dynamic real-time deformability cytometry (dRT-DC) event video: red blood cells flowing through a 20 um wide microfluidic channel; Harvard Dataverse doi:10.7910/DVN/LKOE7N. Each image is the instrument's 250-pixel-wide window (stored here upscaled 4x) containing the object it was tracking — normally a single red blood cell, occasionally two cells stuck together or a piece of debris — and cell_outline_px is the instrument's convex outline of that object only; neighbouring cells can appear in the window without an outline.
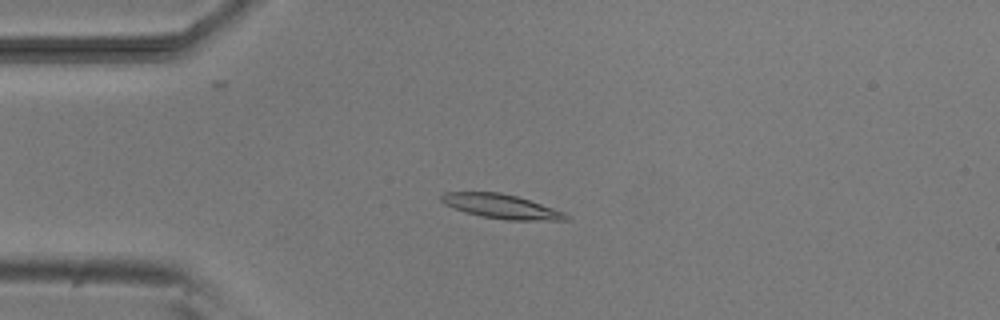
{"species": "common noctule bat (a hibernating species)", "species_latin": "Nyctalus noctula", "temperature_condition": "room temperature", "stored_images_in_passage": 6, "camera_frame_rate_fps": 3000, "um_per_image_px": 0.085, "animal": {"sex": "male", "body_mass_g": 20.5, "forearm_length_mm": 52.5}, "frame": {"image": 1, "passage_image": 3, "time_ms": 2.333, "image_size_px": [1000, 320], "cell_outline_px": [[572, 220], [508, 220], [480, 216], [464, 212], [444, 204], [440, 200], [440, 196], [444, 192], [500, 192], [516, 196], [564, 212]], "centroid_in_image_um": [42.57, 17.54], "position_along_channel_um": 42.4, "area_um2": 17.51}}
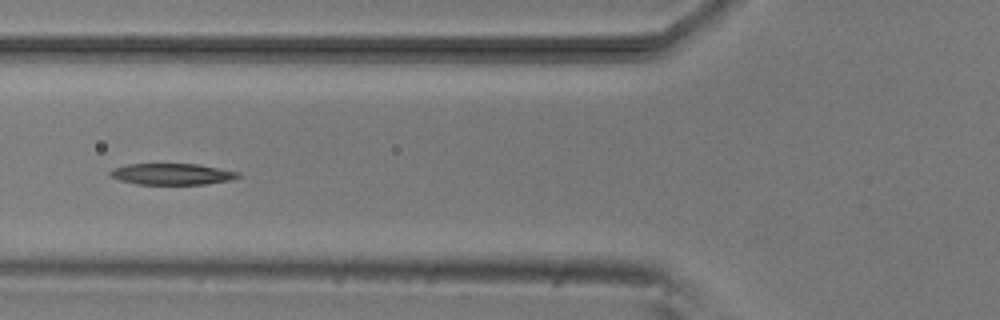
{"frame": {"image": 2, "passage_image": 5, "time_ms": 4.667, "image_size_px": [1000, 320], "cell_outline_px": [[240, 176], [228, 180], [204, 184], [136, 184], [120, 180], [108, 176], [108, 172], [112, 168], [128, 164], [200, 164], [240, 172]], "centroid_in_image_um": [14.57, 14.79], "position_along_channel_um": 111.2, "area_um2": 15.9}}
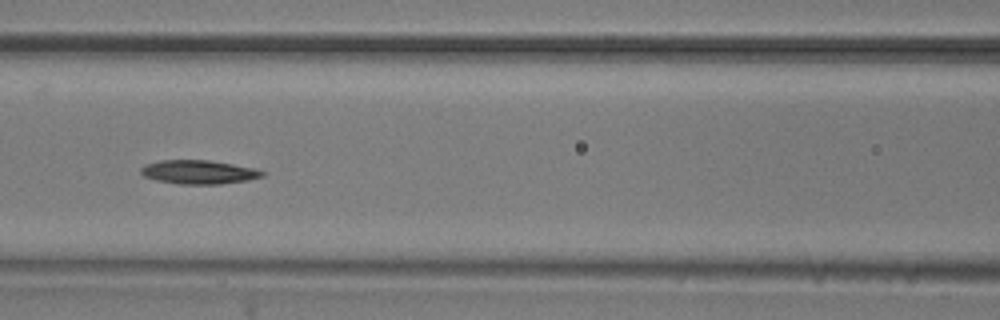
{"frame": {"image": 3, "passage_image": 6, "time_ms": 5.667, "image_size_px": [1000, 320], "cell_outline_px": [[264, 176], [248, 180], [220, 184], [180, 184], [156, 180], [144, 176], [140, 172], [140, 168], [144, 164], [160, 160], [208, 160], [232, 164], [252, 168], [264, 172]], "centroid_in_image_um": [16.84, 14.62], "position_along_channel_um": 149.8, "area_um2": 16.76}}